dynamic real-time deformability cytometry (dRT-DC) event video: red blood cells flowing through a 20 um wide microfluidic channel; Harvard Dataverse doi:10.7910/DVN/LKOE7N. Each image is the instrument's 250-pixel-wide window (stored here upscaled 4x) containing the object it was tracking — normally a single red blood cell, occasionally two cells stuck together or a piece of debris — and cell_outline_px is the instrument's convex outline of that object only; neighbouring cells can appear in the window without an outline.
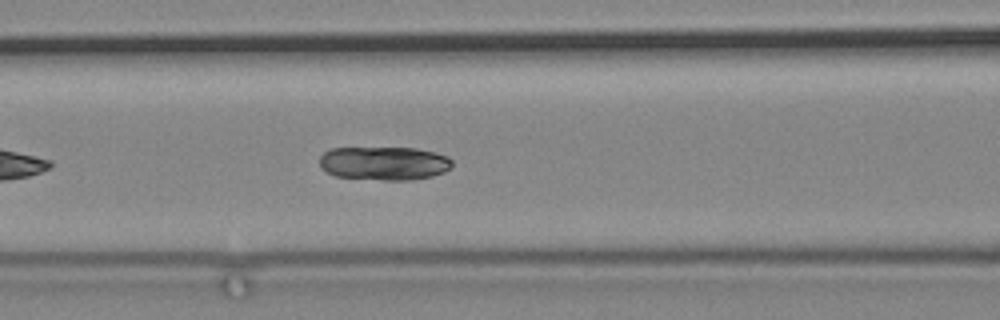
{"species": "common noctule bat (a hibernating species)", "species_latin": "Nyctalus noctula", "temperature_condition": "cold", "stored_images_in_passage": 15, "camera_frame_rate_fps": 3000, "um_per_image_px": 0.085, "animal": {"sex": "male", "body_mass_g": 19.2, "forearm_length_mm": 51.8}, "frame": {"image": 1, "passage_image": 10, "time_ms": 3.0, "image_size_px": [1000, 320], "cell_outline_px": [[452, 168], [444, 172], [432, 176], [408, 180], [384, 180], [336, 176], [320, 168], [320, 156], [324, 152], [332, 148], [416, 148], [436, 152], [448, 156], [452, 160]], "centroid_in_image_um": [32.68, 13.87], "position_along_channel_um": 133.9, "area_um2": 26.07}}
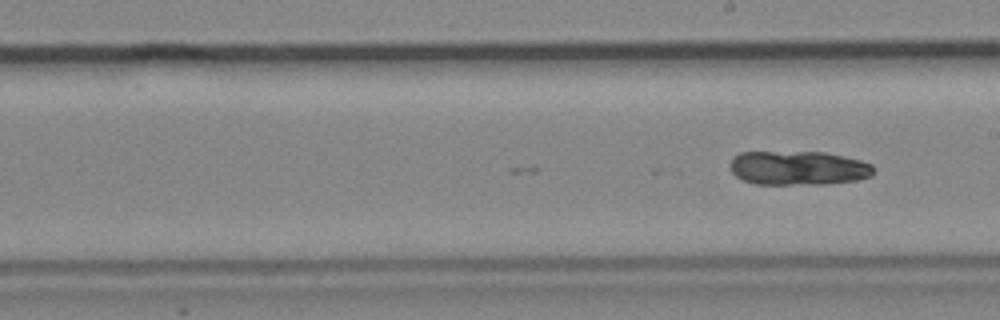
{"frame": {"image": 2, "passage_image": 15, "time_ms": 4.667, "image_size_px": [1000, 320], "cell_outline_px": [[876, 168], [872, 176], [856, 180], [824, 184], [752, 184], [736, 176], [732, 172], [728, 164], [732, 156], [740, 152], [824, 152], [844, 156], [860, 160], [872, 164]], "centroid_in_image_um": [67.84, 14.28], "position_along_channel_um": 221.2, "area_um2": 28.9}}